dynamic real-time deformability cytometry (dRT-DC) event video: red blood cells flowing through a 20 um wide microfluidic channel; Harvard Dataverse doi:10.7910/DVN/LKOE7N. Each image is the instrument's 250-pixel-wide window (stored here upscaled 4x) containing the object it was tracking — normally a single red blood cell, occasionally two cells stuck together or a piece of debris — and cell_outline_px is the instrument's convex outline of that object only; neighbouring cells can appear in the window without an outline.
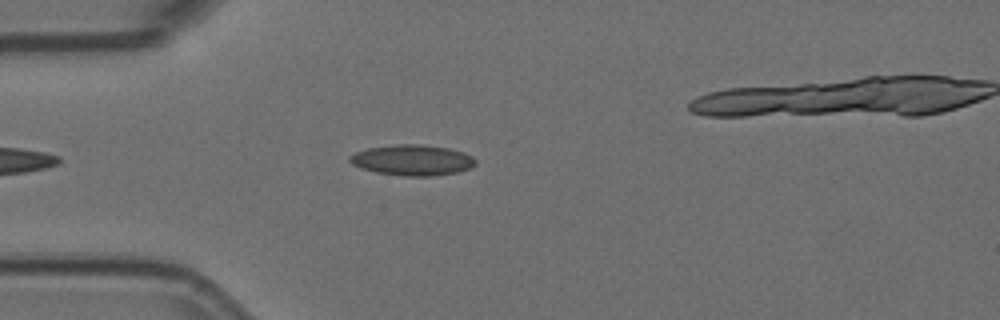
{"species": "Egyptian fruit bat (a non-hibernating species)", "species_latin": "Rousettus aegyptiacus", "temperature_condition": "room temperature", "stored_images_in_passage": 5, "camera_frame_rate_fps": 3000, "um_per_image_px": 0.085, "animal": {"sex": "female"}, "frame": {"image": 1, "passage_image": 4, "time_ms": 1.0, "image_size_px": [1000, 320], "cell_outline_px": [[476, 164], [468, 168], [456, 172], [432, 176], [404, 176], [376, 172], [360, 168], [352, 164], [348, 160], [348, 156], [356, 152], [368, 148], [400, 144], [416, 144], [448, 148], [464, 152], [472, 156], [476, 160]], "centroid_in_image_um": [35.03, 13.61], "position_along_channel_um": 50.0, "area_um2": 22.37}}